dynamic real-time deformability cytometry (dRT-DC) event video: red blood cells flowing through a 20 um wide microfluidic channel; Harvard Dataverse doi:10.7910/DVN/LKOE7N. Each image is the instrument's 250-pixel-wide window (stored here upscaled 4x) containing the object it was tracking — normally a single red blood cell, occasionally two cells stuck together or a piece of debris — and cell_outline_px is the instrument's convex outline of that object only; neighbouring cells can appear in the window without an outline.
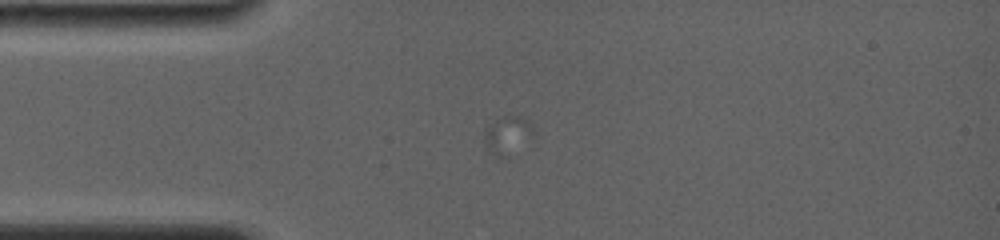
{"species": "common noctule bat (a hibernating species)", "species_latin": "Nyctalus noctula", "temperature_condition": "room temperature", "stored_images_in_passage": 2, "camera_frame_rate_fps": 4000, "um_per_image_px": 0.085, "animal": {"sex": "female", "body_mass_g": 19.0, "forearm_length_mm": 56.7}, "frame": {"image": 1, "passage_image": 1, "time_ms": 0.0, "image_size_px": [1000, 240], "cell_outline_px": [[536, 136], [508, 156], [496, 156], [488, 148], [484, 140], [484, 136], [488, 128], [496, 116], [520, 116], [528, 120], [532, 124], [536, 132]], "centroid_in_image_um": [43.22, 11.44], "position_along_channel_um": 41.8, "area_um2": 10.98}}